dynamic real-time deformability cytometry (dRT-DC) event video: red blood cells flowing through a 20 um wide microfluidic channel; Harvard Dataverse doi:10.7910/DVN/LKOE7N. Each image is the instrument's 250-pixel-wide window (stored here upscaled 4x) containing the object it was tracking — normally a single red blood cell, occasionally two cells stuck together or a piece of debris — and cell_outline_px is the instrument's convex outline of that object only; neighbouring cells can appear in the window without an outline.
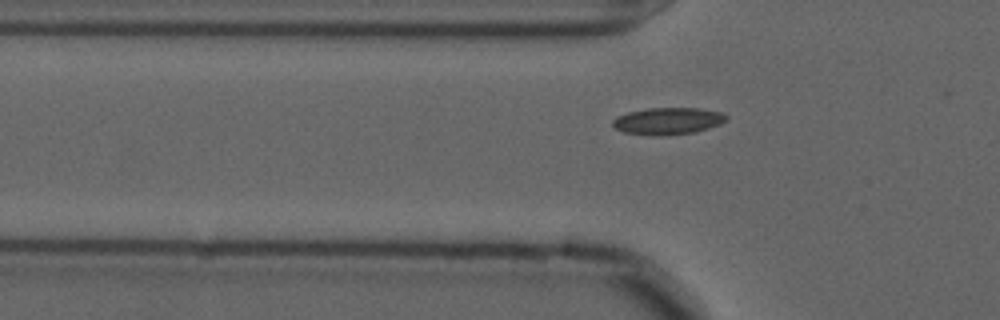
{"species": "common noctule bat (a hibernating species)", "species_latin": "Nyctalus noctula", "temperature_condition": "cold", "stored_images_in_passage": 41, "camera_frame_rate_fps": 3000, "um_per_image_px": 0.085, "animal": {"sex": "male", "forearm_length_mm": 52.5}, "frame": {"image": 1, "passage_image": 10, "time_ms": 3.0, "image_size_px": [1000, 320], "cell_outline_px": [[728, 120], [720, 124], [708, 128], [692, 132], [660, 136], [652, 136], [624, 132], [616, 128], [612, 124], [612, 120], [616, 116], [628, 112], [648, 108], [700, 108], [724, 112], [728, 116]], "centroid_in_image_um": [56.79, 10.28], "position_along_channel_um": 69.0, "area_um2": 17.98}}
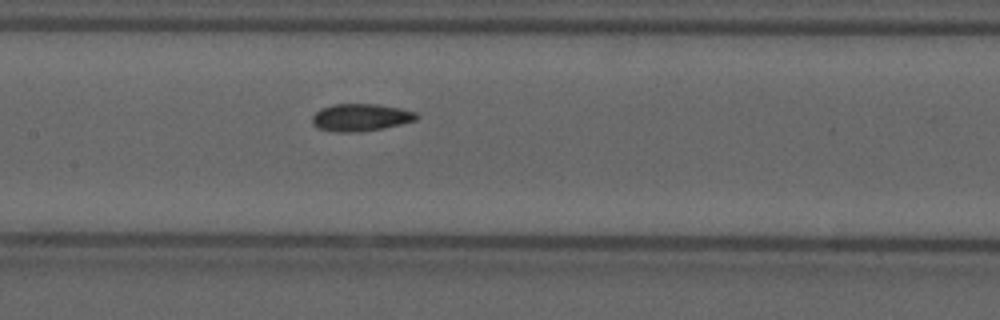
{"frame": {"image": 2, "passage_image": 19, "time_ms": 6.0, "image_size_px": [1000, 320], "cell_outline_px": [[420, 116], [416, 120], [400, 124], [380, 128], [356, 132], [336, 132], [316, 128], [312, 124], [312, 116], [320, 108], [332, 104], [376, 104], [400, 108], [416, 112]], "centroid_in_image_um": [30.62, 9.97], "position_along_channel_um": 176.8, "area_um2": 16.65}}
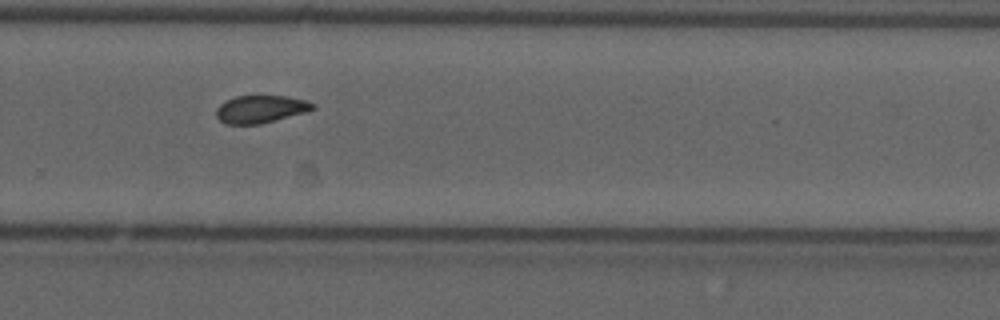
{"frame": {"image": 3, "passage_image": 30, "time_ms": 9.667, "image_size_px": [1000, 320], "cell_outline_px": [[316, 108], [308, 112], [260, 124], [224, 124], [216, 116], [216, 108], [224, 100], [236, 96], [284, 96], [304, 100], [316, 104]], "centroid_in_image_um": [22.15, 9.28], "position_along_channel_um": 307.6, "area_um2": 15.66}}